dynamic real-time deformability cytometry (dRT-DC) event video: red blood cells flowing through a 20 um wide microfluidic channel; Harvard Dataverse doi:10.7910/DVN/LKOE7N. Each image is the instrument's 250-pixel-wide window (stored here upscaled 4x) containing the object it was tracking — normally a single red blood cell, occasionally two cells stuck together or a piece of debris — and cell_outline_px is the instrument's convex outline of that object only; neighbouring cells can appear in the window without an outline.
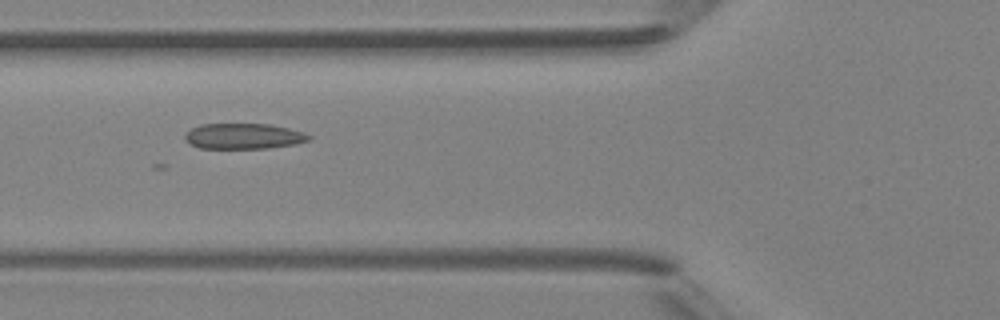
{"species": "Egyptian fruit bat (a non-hibernating species)", "species_latin": "Rousettus aegyptiacus", "temperature_condition": "room temperature", "stored_images_in_passage": 5, "camera_frame_rate_fps": 3000, "um_per_image_px": 0.085, "animal": {"sex": "female"}, "frame": {"image": 1, "passage_image": 5, "time_ms": 5.333, "image_size_px": [1000, 320], "cell_outline_px": [[312, 140], [296, 144], [268, 148], [200, 148], [188, 144], [184, 140], [184, 136], [192, 128], [200, 124], [268, 124], [288, 128], [304, 132], [312, 136]], "centroid_in_image_um": [20.72, 11.58], "position_along_channel_um": 105.1, "area_um2": 18.61}}